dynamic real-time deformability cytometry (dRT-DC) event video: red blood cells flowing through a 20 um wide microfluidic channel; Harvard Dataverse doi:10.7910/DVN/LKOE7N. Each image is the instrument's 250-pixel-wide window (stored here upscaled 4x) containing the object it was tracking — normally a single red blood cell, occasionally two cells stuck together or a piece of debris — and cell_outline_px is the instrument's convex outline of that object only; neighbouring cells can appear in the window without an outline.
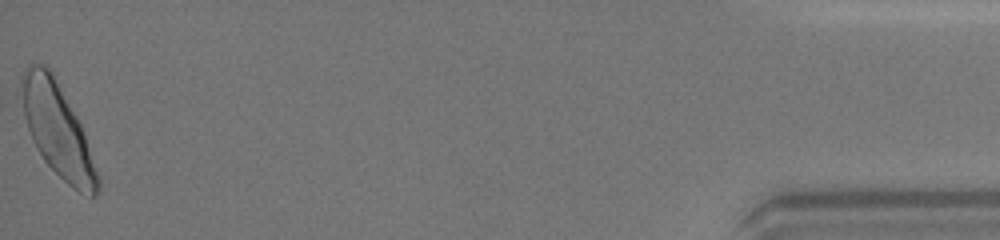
{"species": "human", "species_latin": "Homo sapiens", "temperature_condition": "warm", "stored_images_in_passage": 46, "camera_frame_rate_fps": 3000, "um_per_image_px": 0.085, "donor": {"sex": "female"}, "frame": {"image": 1, "passage_image": 46, "time_ms": 15.0, "image_size_px": [1000, 240], "cell_outline_px": [[100, 188], [96, 196], [92, 196], [80, 192], [68, 184], [44, 160], [28, 128], [24, 116], [20, 80], [20, 76], [24, 68], [32, 60], [44, 64], [52, 72], [76, 116], [84, 132], [100, 176]], "centroid_in_image_um": [4.89, 11.0], "position_along_channel_um": 430.3, "area_um2": 40.81}, "authors_computed_cell_mechanics": {"area_um2": 37.5989, "velocity_mm_per_s": 4.3813, "shape_relaxation_time_tau1_ms": 2.934, "shape_relaxation_time_tau2_ms": null, "deformation_change_tau1": 0.1405, "deformation_change_tau2": null}}